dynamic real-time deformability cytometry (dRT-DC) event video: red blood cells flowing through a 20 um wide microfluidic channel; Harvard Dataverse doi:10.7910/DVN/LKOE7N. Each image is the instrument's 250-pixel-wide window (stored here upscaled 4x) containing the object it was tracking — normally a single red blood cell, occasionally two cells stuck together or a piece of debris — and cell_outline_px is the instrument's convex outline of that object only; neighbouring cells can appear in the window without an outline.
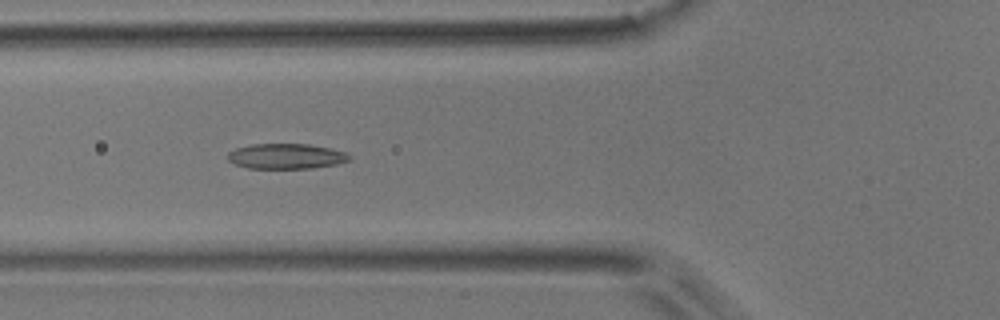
{"species": "common noctule bat (a hibernating species)", "species_latin": "Nyctalus noctula", "temperature_condition": "room temperature", "stored_images_in_passage": 35, "camera_frame_rate_fps": 3000, "um_per_image_px": 0.085, "animal": {"sex": "male", "body_mass_g": 17.9}, "frame": {"image": 1, "passage_image": 3, "time_ms": 0.667, "image_size_px": [1000, 320], "cell_outline_px": [[352, 160], [336, 164], [312, 168], [248, 168], [236, 164], [228, 160], [228, 152], [236, 148], [252, 144], [308, 144], [332, 148], [344, 152], [352, 156]], "centroid_in_image_um": [24.36, 13.27], "position_along_channel_um": 101.4, "area_um2": 17.92}}
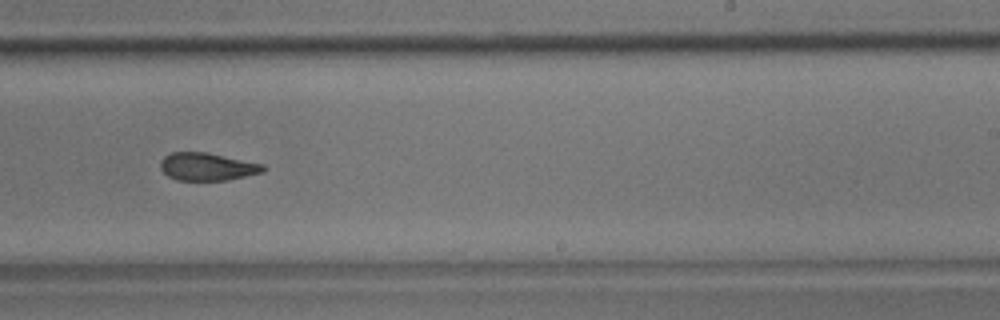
{"frame": {"image": 2, "passage_image": 16, "time_ms": 5.0, "image_size_px": [1000, 320], "cell_outline_px": [[268, 168], [264, 172], [228, 180], [176, 180], [168, 176], [160, 168], [160, 160], [164, 156], [172, 152], [208, 152], [264, 164]], "centroid_in_image_um": [17.64, 14.16], "position_along_channel_um": 271.4, "area_um2": 16.82}}
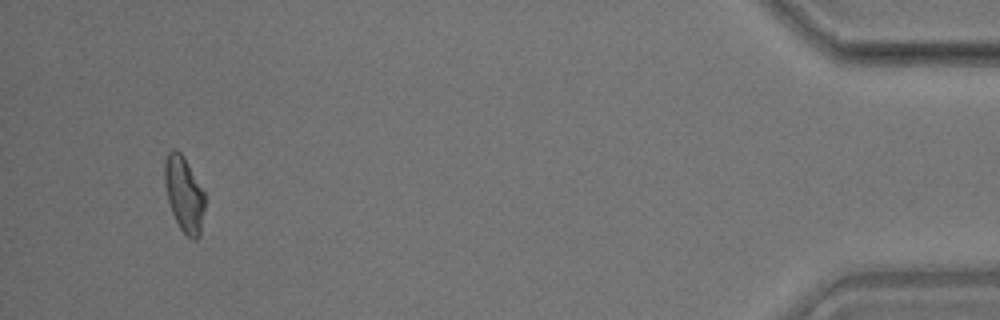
{"frame": {"image": 3, "passage_image": 33, "time_ms": 10.667, "image_size_px": [1000, 320], "cell_outline_px": [[204, 208], [200, 236], [196, 240], [192, 240], [180, 228], [172, 212], [168, 200], [164, 184], [164, 164], [168, 152], [172, 148], [180, 152], [184, 156], [204, 192]], "centroid_in_image_um": [15.64, 16.49], "position_along_channel_um": 419.6, "area_um2": 17.57}}